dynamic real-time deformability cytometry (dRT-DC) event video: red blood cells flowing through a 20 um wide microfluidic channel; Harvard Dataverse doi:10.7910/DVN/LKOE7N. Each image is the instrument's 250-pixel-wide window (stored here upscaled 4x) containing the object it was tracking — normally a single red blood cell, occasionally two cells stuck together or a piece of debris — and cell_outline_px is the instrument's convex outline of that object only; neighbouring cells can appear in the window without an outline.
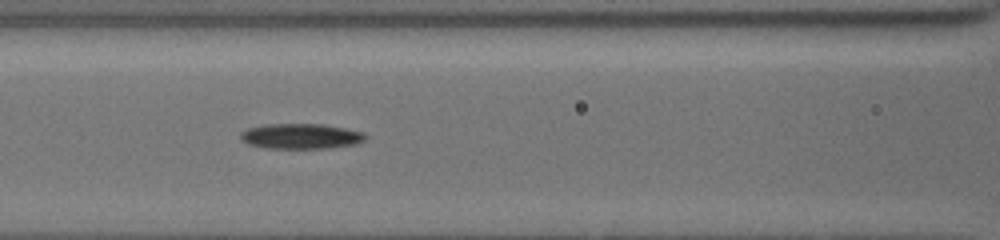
{"species": "common noctule bat (a hibernating species)", "species_latin": "Nyctalus noctula", "temperature_condition": "cold", "stored_images_in_passage": 10, "segment_of_instrument_passage": [1, 2], "camera_frame_rate_fps": 3000, "um_per_image_px": 0.085, "animal": {"sex": "female", "body_mass_g": 19.5, "forearm_length_mm": 54.1}, "frame": {"image": 1, "passage_image": 9, "time_ms": 7.333, "image_size_px": [1000, 240], "cell_outline_px": [[368, 136], [364, 140], [356, 144], [332, 148], [264, 148], [248, 144], [240, 136], [240, 132], [248, 128], [268, 124], [320, 124], [344, 128], [360, 132]], "centroid_in_image_um": [25.57, 11.58], "position_along_channel_um": 141.0, "area_um2": 18.26}}